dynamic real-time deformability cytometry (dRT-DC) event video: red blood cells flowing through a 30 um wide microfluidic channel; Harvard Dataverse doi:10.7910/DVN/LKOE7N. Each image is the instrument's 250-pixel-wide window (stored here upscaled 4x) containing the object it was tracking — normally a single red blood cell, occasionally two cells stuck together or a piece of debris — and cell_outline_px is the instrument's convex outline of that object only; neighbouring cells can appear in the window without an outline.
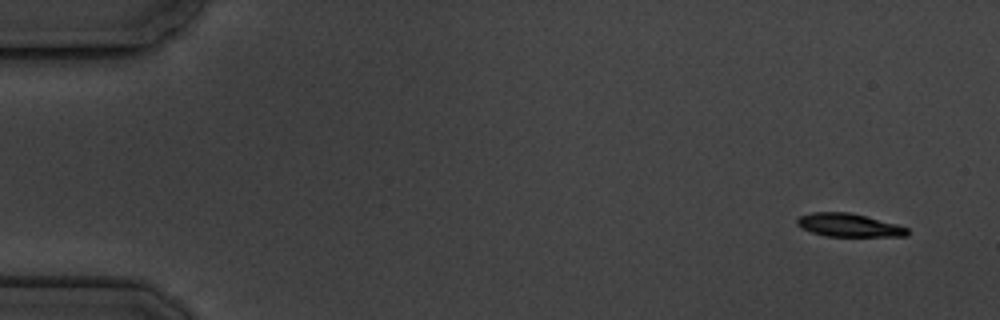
{"species": "common noctule bat (a hibernating species)", "species_latin": "Nyctalus noctula", "temperature_condition": "cold", "stored_images_in_passage": 7, "camera_frame_rate_fps": 3000, "um_per_image_px": 0.085, "animal": {"sex": "male", "body_mass_g": 19.5, "forearm_length_mm": 54.6}, "frame": {"image": 1, "passage_image": 1, "time_ms": 0.0, "image_size_px": [1000, 320], "cell_outline_px": [[908, 236], [828, 236], [812, 232], [796, 224], [796, 220], [800, 216], [812, 212], [848, 212], [896, 224], [908, 228]], "centroid_in_image_um": [72.14, 19.14], "position_along_channel_um": 12.9, "area_um2": 14.62}}
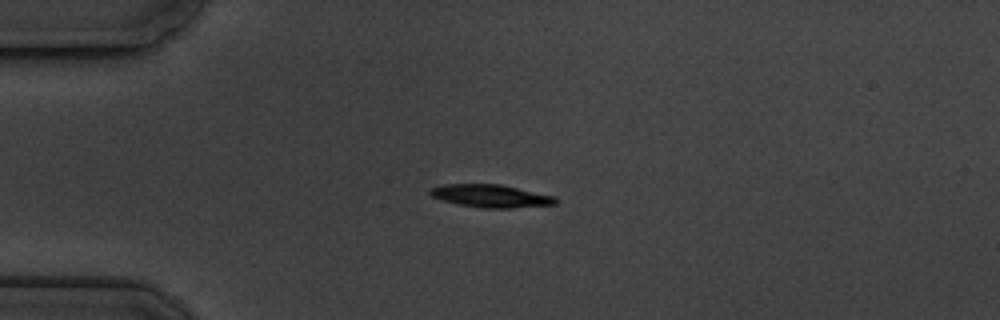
{"frame": {"image": 2, "passage_image": 4, "time_ms": 3.667, "image_size_px": [1000, 320], "cell_outline_px": [[556, 204], [512, 208], [484, 208], [456, 204], [432, 196], [428, 192], [432, 188], [444, 184], [500, 184], [552, 196], [556, 200]], "centroid_in_image_um": [41.68, 16.66], "position_along_channel_um": 43.3, "area_um2": 16.36}}
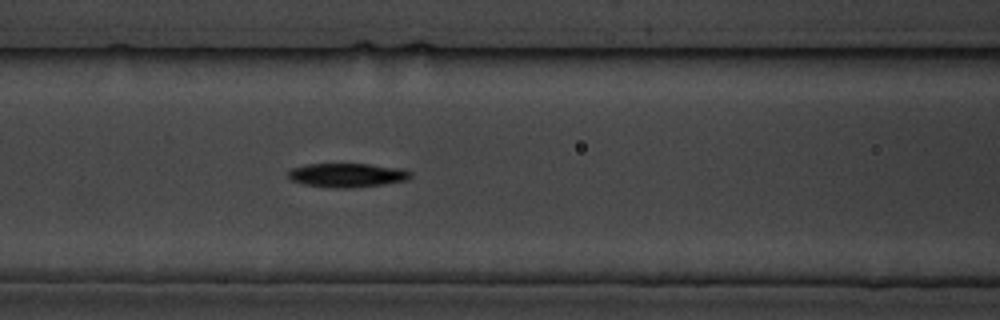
{"frame": {"image": 3, "passage_image": 7, "time_ms": 7.0, "image_size_px": [1000, 320], "cell_outline_px": [[412, 176], [408, 180], [384, 184], [348, 188], [336, 188], [304, 184], [292, 180], [288, 176], [288, 172], [292, 168], [308, 164], [368, 164], [400, 168], [412, 172]], "centroid_in_image_um": [29.54, 14.89], "position_along_channel_um": 137.1, "area_um2": 16.99}}